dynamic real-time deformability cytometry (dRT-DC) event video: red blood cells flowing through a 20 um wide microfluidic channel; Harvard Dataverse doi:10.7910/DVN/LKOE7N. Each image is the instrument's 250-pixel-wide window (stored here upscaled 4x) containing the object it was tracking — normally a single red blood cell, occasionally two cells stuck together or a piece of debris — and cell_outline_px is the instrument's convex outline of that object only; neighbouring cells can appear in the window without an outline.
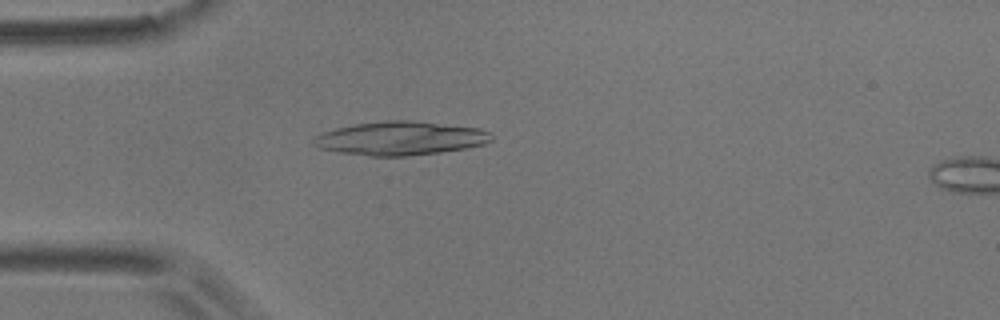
{"species": "common noctule bat (a hibernating species)", "species_latin": "Nyctalus noctula", "temperature_condition": "room temperature", "stored_images_in_passage": 5, "camera_frame_rate_fps": 3000, "um_per_image_px": 0.085, "animal": {"sex": "male", "body_mass_g": 17.9}, "frame": {"image": 1, "passage_image": 5, "time_ms": 4.667, "image_size_px": [1000, 320], "cell_outline_px": [[492, 140], [484, 144], [464, 148], [440, 152], [408, 156], [368, 156], [340, 152], [320, 148], [312, 144], [312, 140], [316, 136], [324, 132], [336, 128], [356, 124], [388, 120], [408, 120], [480, 128], [492, 132]], "centroid_in_image_um": [34.05, 11.76], "position_along_channel_um": 51.0, "area_um2": 34.74}}